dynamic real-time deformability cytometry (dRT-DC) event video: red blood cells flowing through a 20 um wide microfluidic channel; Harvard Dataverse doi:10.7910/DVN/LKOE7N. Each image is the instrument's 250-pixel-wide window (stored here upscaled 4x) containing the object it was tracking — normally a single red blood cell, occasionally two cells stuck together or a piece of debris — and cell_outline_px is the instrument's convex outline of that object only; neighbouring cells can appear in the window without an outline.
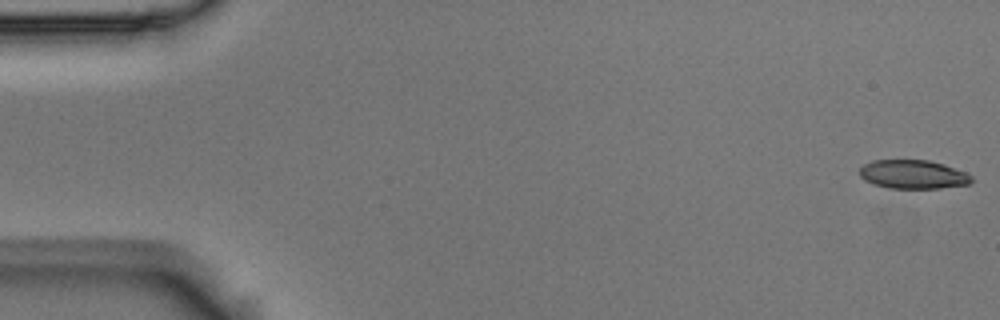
{"species": "Egyptian fruit bat (a non-hibernating species)", "species_latin": "Rousettus aegyptiacus", "temperature_condition": "room temperature", "stored_images_in_passage": 5, "camera_frame_rate_fps": 3000, "um_per_image_px": 0.085, "animal": {"sex": "male"}, "frame": {"image": 1, "passage_image": 1, "time_ms": 0.0, "image_size_px": [1000, 320], "cell_outline_px": [[972, 180], [968, 184], [940, 188], [888, 188], [872, 184], [864, 180], [860, 176], [860, 168], [864, 164], [872, 160], [928, 160], [944, 164], [964, 172], [972, 176]], "centroid_in_image_um": [77.57, 14.82], "position_along_channel_um": 7.4, "area_um2": 18.73}}
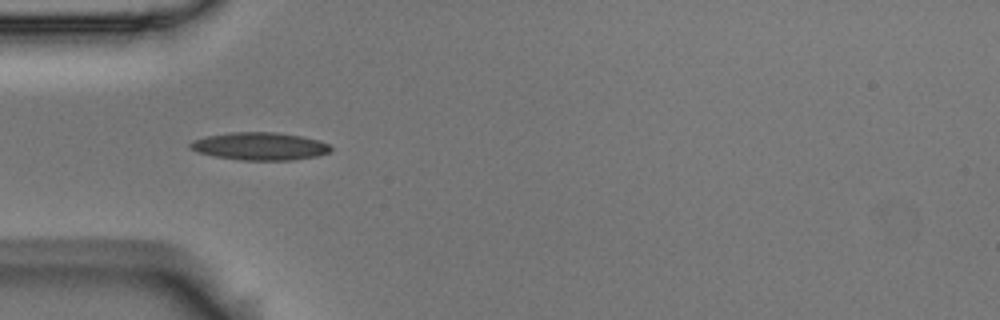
{"frame": {"image": 2, "passage_image": 5, "time_ms": 1.333, "image_size_px": [1000, 320], "cell_outline_px": [[332, 148], [328, 152], [316, 156], [292, 160], [240, 160], [212, 156], [196, 152], [188, 148], [188, 144], [192, 140], [204, 136], [232, 132], [276, 132], [300, 136], [320, 140], [328, 144]], "centroid_in_image_um": [22.01, 12.43], "position_along_channel_um": 63.0, "area_um2": 22.89}}